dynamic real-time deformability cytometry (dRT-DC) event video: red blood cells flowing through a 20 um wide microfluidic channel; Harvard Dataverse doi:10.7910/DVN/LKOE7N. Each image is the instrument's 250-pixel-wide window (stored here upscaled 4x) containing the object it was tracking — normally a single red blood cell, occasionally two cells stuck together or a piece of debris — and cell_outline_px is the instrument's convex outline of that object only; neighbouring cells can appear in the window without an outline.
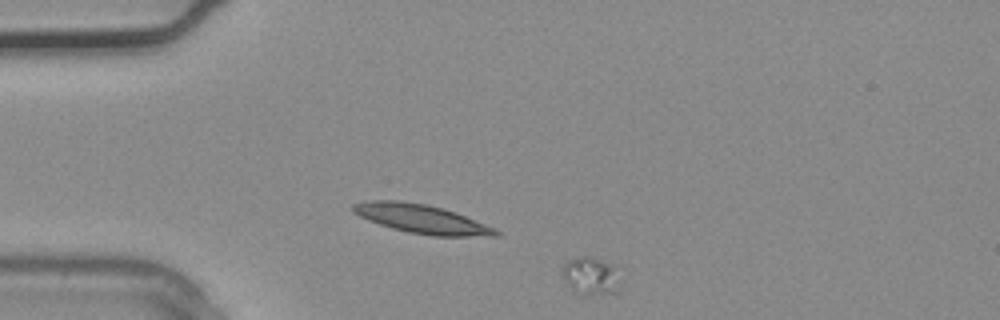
{"species": "common noctule bat (a hibernating species)", "species_latin": "Nyctalus noctula", "temperature_condition": "warm", "stored_images_in_passage": 2, "camera_frame_rate_fps": 3000, "um_per_image_px": 0.085, "animal": {"sex": "male", "body_mass_g": 20.4}, "frame": {"image": 1, "passage_image": 1, "time_ms": 0.0, "image_size_px": [1000, 320], "cell_outline_px": [[616, 292], [584, 296], [580, 296], [568, 284], [564, 276], [564, 264], [568, 260], [580, 256], [588, 256], [616, 264]], "centroid_in_image_um": [50.2, 23.44], "position_along_channel_um": 34.8, "area_um2": 12.43}}